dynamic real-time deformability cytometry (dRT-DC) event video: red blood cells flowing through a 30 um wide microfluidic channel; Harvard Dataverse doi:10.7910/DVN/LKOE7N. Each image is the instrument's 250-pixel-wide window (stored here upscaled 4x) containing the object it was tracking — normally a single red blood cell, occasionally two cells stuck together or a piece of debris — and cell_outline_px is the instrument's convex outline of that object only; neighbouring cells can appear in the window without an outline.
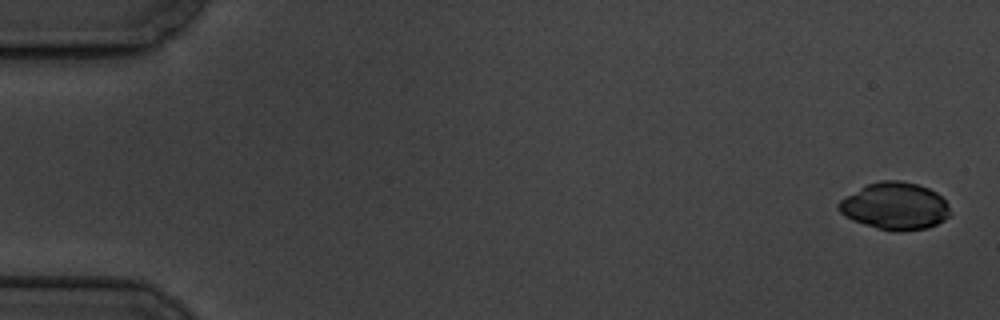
{"species": "common noctule bat (a hibernating species)", "species_latin": "Nyctalus noctula", "temperature_condition": "cold", "stored_images_in_passage": 5, "camera_frame_rate_fps": 3000, "um_per_image_px": 0.085, "animal": {"sex": "male", "body_mass_g": 19.5, "forearm_length_mm": 54.6}, "frame": {"image": 1, "passage_image": 1, "time_ms": 0.0, "image_size_px": [1000, 320], "cell_outline_px": [[952, 212], [944, 220], [928, 228], [900, 232], [896, 232], [876, 228], [852, 220], [844, 216], [836, 208], [836, 204], [840, 200], [860, 188], [868, 184], [880, 180], [900, 180], [920, 184], [936, 192], [948, 204]], "centroid_in_image_um": [76.07, 17.52], "position_along_channel_um": 8.9, "area_um2": 30.92}}